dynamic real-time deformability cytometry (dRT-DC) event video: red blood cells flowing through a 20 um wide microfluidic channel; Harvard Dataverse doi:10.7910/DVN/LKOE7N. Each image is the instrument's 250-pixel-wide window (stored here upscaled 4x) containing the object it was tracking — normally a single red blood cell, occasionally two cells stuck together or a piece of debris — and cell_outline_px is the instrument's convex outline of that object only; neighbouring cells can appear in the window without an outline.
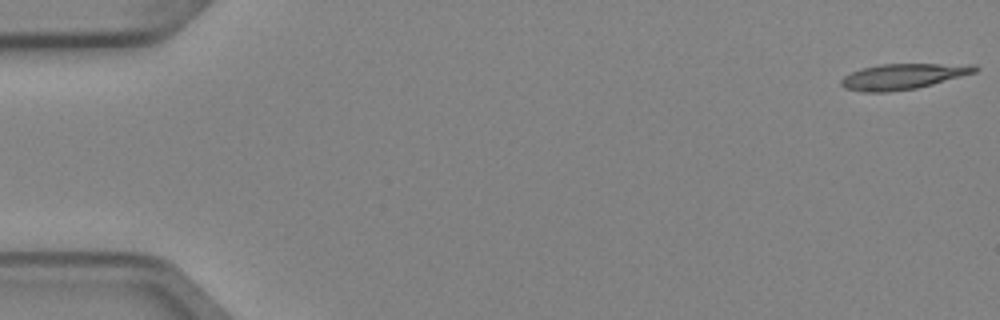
{"species": "Egyptian fruit bat (a non-hibernating species)", "species_latin": "Rousettus aegyptiacus", "temperature_condition": "cold", "stored_images_in_passage": 4, "camera_frame_rate_fps": 3000, "um_per_image_px": 0.085, "animal": {"sex": "female"}, "frame": {"image": 1, "passage_image": 1, "time_ms": 0.0, "image_size_px": [1000, 320], "cell_outline_px": [[980, 68], [976, 72], [932, 84], [916, 88], [888, 92], [864, 92], [844, 88], [840, 84], [840, 80], [844, 76], [860, 68], [880, 64], [976, 64]], "centroid_in_image_um": [76.75, 6.49], "position_along_channel_um": 8.3, "area_um2": 20.0}}
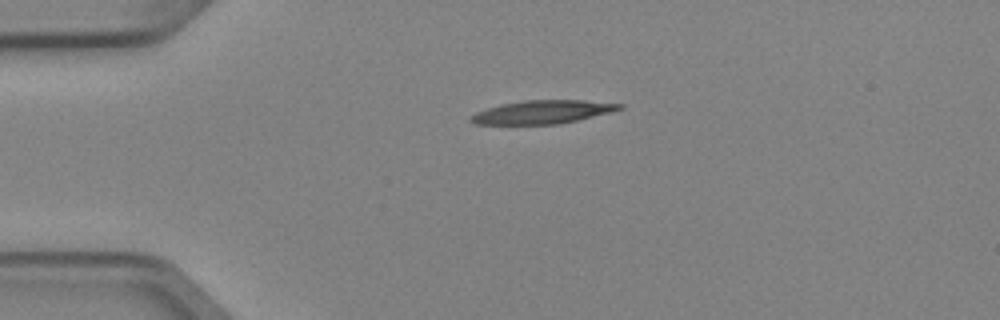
{"frame": {"image": 2, "passage_image": 4, "time_ms": 1.0, "image_size_px": [1000, 320], "cell_outline_px": [[624, 108], [612, 112], [576, 120], [556, 124], [472, 124], [468, 120], [476, 112], [500, 104], [524, 100], [584, 100], [624, 104]], "centroid_in_image_um": [46.12, 9.51], "position_along_channel_um": 38.9, "area_um2": 20.17}}